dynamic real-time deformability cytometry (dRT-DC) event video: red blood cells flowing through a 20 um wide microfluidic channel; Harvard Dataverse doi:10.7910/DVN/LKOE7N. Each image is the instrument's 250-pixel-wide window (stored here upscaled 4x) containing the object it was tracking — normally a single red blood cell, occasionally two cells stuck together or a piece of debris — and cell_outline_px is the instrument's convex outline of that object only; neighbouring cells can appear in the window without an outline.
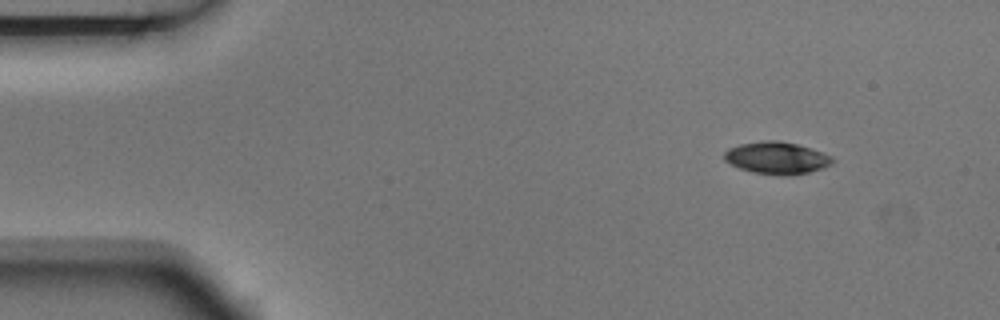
{"species": "Egyptian fruit bat (a non-hibernating species)", "species_latin": "Rousettus aegyptiacus", "temperature_condition": "room temperature", "stored_images_in_passage": 4, "camera_frame_rate_fps": 3000, "um_per_image_px": 0.085, "animal": {"sex": "male"}, "frame": {"image": 1, "passage_image": 1, "time_ms": 0.0, "image_size_px": [1000, 320], "cell_outline_px": [[836, 160], [832, 164], [824, 168], [808, 172], [752, 172], [740, 168], [724, 160], [724, 152], [728, 148], [740, 144], [764, 140], [776, 140], [796, 144], [832, 156]], "centroid_in_image_um": [66.01, 13.37], "position_along_channel_um": 19.0, "area_um2": 19.36}}